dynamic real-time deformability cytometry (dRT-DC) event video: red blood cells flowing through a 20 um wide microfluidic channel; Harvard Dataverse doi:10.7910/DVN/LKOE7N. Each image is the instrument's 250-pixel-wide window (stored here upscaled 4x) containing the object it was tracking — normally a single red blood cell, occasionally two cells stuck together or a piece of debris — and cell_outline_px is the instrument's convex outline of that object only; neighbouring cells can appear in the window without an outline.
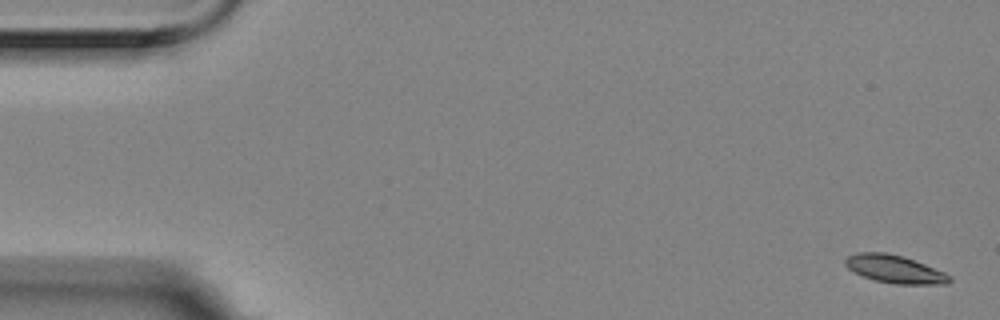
{"species": "Egyptian fruit bat (a non-hibernating species)", "species_latin": "Rousettus aegyptiacus", "temperature_condition": "room temperature", "stored_images_in_passage": 5, "camera_frame_rate_fps": 3000, "um_per_image_px": 0.085, "animal": {"sex": "female"}, "frame": {"image": 1, "passage_image": 1, "time_ms": 0.0, "image_size_px": [1000, 320], "cell_outline_px": [[952, 280], [948, 284], [896, 284], [876, 280], [864, 276], [848, 268], [844, 264], [844, 260], [848, 256], [856, 252], [884, 252], [904, 256], [944, 272], [952, 276]], "centroid_in_image_um": [76.07, 22.87], "position_along_channel_um": 8.9, "area_um2": 16.88}}
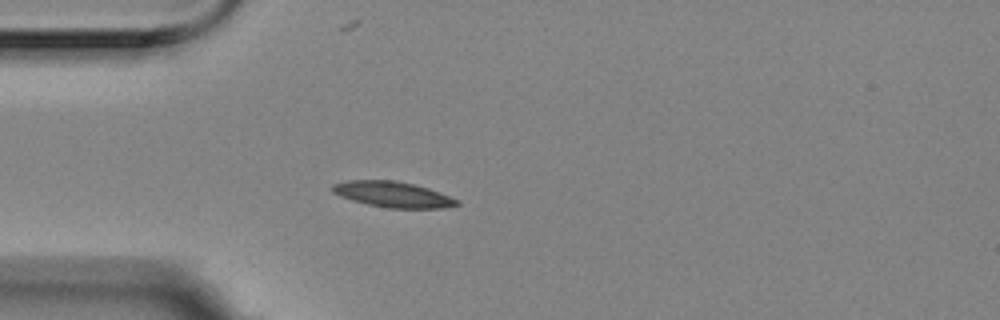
{"frame": {"image": 2, "passage_image": 5, "time_ms": 1.333, "image_size_px": [1000, 320], "cell_outline_px": [[460, 204], [444, 208], [388, 208], [368, 204], [352, 200], [340, 196], [332, 192], [328, 188], [332, 184], [348, 180], [396, 180], [428, 188], [440, 192], [460, 200]], "centroid_in_image_um": [33.37, 16.52], "position_along_channel_um": 51.6, "area_um2": 18.79}}